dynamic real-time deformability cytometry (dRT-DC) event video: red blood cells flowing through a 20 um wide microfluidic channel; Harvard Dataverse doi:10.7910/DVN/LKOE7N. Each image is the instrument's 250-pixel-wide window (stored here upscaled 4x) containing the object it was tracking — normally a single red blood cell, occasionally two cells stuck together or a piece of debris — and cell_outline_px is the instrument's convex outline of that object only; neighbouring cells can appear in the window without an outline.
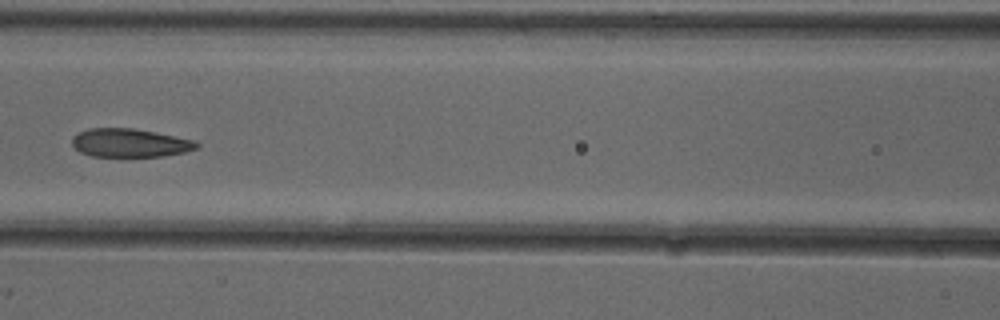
{"species": "common noctule bat (a hibernating species)", "species_latin": "Nyctalus noctula", "temperature_condition": "cold", "stored_images_in_passage": 7, "camera_frame_rate_fps": 3000, "um_per_image_px": 0.085, "animal": {"sex": "female"}, "frame": {"image": 1, "passage_image": 7, "time_ms": 2.0, "image_size_px": [1000, 320], "cell_outline_px": [[200, 144], [196, 148], [184, 152], [160, 156], [92, 156], [80, 152], [72, 144], [72, 136], [88, 128], [132, 128], [196, 140]], "centroid_in_image_um": [11.03, 12.14], "position_along_channel_um": 155.6, "area_um2": 20.46}}